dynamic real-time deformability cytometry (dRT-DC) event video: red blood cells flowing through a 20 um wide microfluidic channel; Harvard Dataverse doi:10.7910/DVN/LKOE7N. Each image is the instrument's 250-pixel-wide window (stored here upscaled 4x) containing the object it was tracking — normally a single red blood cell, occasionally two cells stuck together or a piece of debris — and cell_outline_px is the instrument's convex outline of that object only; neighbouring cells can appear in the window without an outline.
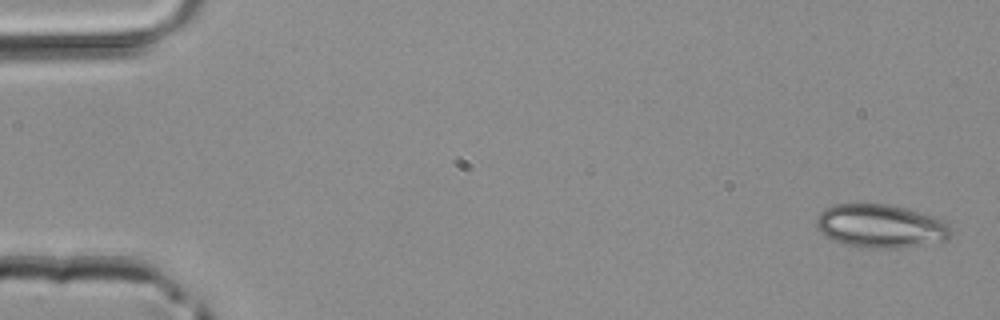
{"species": "common noctule bat (a hibernating species)", "species_latin": "Nyctalus noctula", "temperature_condition": "room temperature", "stored_images_in_passage": 4, "camera_frame_rate_fps": 3000, "um_per_image_px": 0.085, "animal": {"sex": "male", "body_mass_g": 20.4}, "frame": {"image": 1, "passage_image": 1, "time_ms": 0.0, "image_size_px": [1000, 320], "cell_outline_px": [[952, 232], [948, 240], [892, 248], [876, 248], [848, 244], [836, 240], [828, 236], [816, 228], [816, 216], [824, 208], [832, 204], [888, 204], [936, 216], [948, 224]], "centroid_in_image_um": [74.86, 19.19], "position_along_channel_um": 10.1, "area_um2": 33.64}}